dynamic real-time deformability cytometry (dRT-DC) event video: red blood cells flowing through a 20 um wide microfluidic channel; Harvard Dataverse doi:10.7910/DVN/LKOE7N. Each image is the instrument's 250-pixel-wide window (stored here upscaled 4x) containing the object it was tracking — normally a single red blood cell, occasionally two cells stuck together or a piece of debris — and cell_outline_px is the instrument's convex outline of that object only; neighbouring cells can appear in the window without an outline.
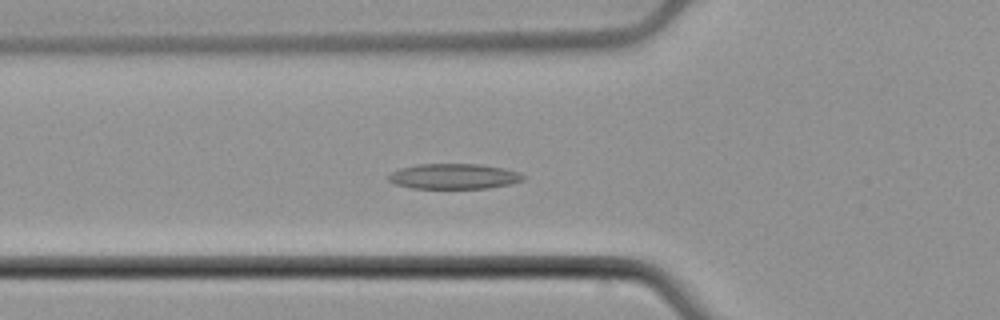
{"species": "common noctule bat (a hibernating species)", "species_latin": "Nyctalus noctula", "temperature_condition": "cold", "stored_images_in_passage": 51, "camera_frame_rate_fps": 3000, "um_per_image_px": 0.085, "animal": {"sex": "male", "body_mass_g": 21.5, "forearm_length_mm": 52.0}, "frame": {"image": 1, "passage_image": 16, "time_ms": 5.0, "image_size_px": [1000, 320], "cell_outline_px": [[524, 180], [512, 184], [488, 188], [412, 188], [396, 184], [388, 180], [388, 176], [392, 172], [400, 168], [420, 164], [480, 164], [520, 172], [524, 176]], "centroid_in_image_um": [38.6, 14.99], "position_along_channel_um": 87.2, "area_um2": 19.77}}
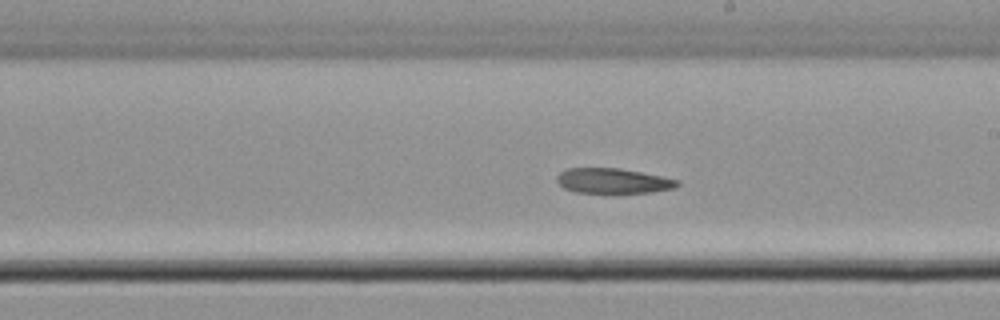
{"frame": {"image": 2, "passage_image": 28, "time_ms": 9.0, "image_size_px": [1000, 320], "cell_outline_px": [[680, 184], [676, 188], [652, 192], [608, 196], [576, 192], [564, 188], [556, 180], [556, 176], [560, 172], [568, 168], [620, 168], [680, 180]], "centroid_in_image_um": [52.11, 15.43], "position_along_channel_um": 236.9, "area_um2": 18.55}}
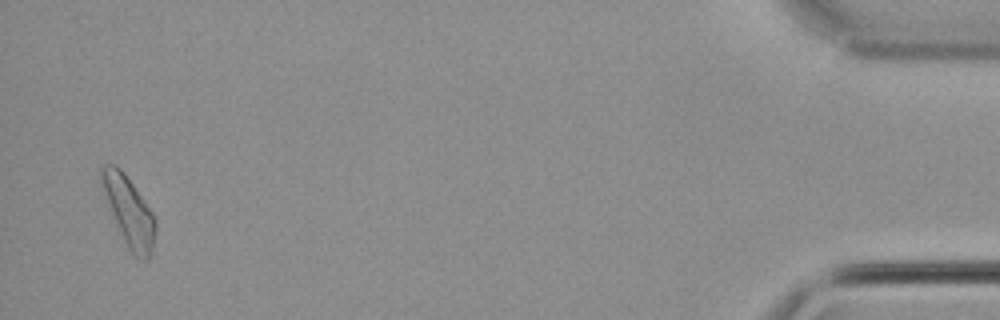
{"frame": {"image": 3, "passage_image": 50, "time_ms": 16.333, "image_size_px": [1000, 320], "cell_outline_px": [[156, 228], [152, 248], [148, 260], [140, 260], [128, 248], [124, 240], [112, 212], [100, 180], [100, 164], [116, 164], [124, 172], [152, 212], [156, 220]], "centroid_in_image_um": [10.97, 17.93], "position_along_channel_um": 424.2, "area_um2": 21.15}}